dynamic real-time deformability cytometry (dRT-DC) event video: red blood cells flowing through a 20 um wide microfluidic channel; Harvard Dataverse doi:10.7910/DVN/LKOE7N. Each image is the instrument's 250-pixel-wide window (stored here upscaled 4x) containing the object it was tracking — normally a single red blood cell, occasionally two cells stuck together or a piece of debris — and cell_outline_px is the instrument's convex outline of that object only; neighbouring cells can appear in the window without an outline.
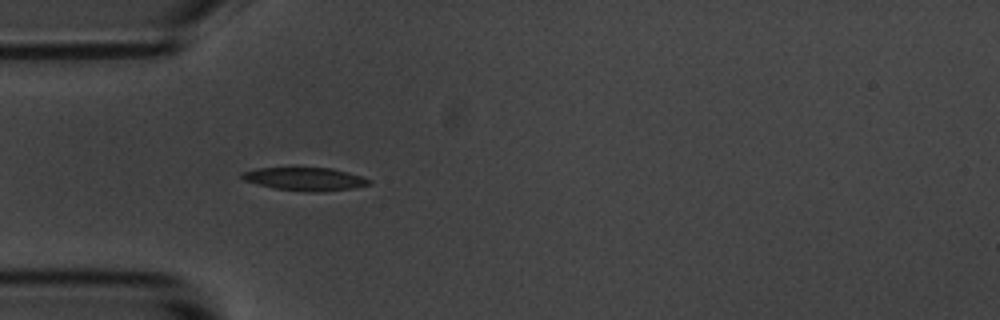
{"species": "common noctule bat (a hibernating species)", "species_latin": "Nyctalus noctula", "temperature_condition": "room temperature", "stored_images_in_passage": 4, "camera_frame_rate_fps": 3000, "um_per_image_px": 0.085, "animal": {"sex": "male", "body_mass_g": 20.1, "forearm_length_mm": 53.5}, "frame": {"image": 1, "passage_image": 4, "time_ms": 3.333, "image_size_px": [1000, 320], "cell_outline_px": [[372, 184], [356, 188], [316, 192], [304, 192], [276, 188], [244, 180], [240, 176], [244, 172], [256, 168], [332, 168], [348, 172], [372, 180]], "centroid_in_image_um": [26.0, 15.22], "position_along_channel_um": 59.0, "area_um2": 16.99}}